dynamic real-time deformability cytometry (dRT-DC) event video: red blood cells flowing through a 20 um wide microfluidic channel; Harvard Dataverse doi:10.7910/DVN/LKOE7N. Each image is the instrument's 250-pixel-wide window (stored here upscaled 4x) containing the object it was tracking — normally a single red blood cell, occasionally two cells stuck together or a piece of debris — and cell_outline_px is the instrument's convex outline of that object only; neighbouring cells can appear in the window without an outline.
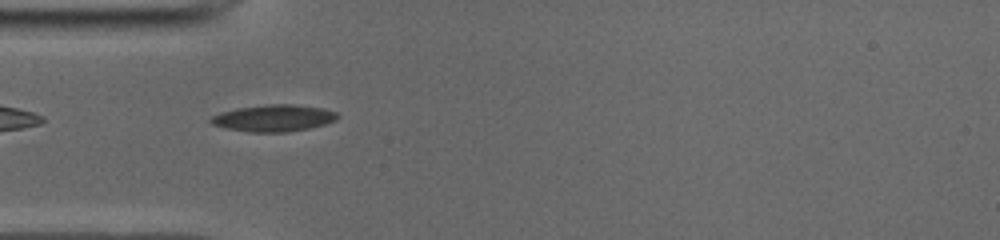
{"species": "common noctule bat (a hibernating species)", "species_latin": "Nyctalus noctula", "temperature_condition": "cold", "stored_images_in_passage": 12, "camera_frame_rate_fps": 3000, "um_per_image_px": 0.085, "animal": {"sex": "male", "body_mass_g": 19.0, "forearm_length_mm": 50.8}, "frame": {"image": 1, "passage_image": 1, "time_ms": 0.0, "image_size_px": [1000, 240], "cell_outline_px": [[340, 116], [336, 120], [324, 124], [308, 128], [288, 132], [248, 132], [228, 128], [212, 124], [208, 120], [212, 116], [220, 112], [236, 108], [268, 104], [292, 104], [324, 108], [336, 112]], "centroid_in_image_um": [23.26, 10.03], "position_along_channel_um": 61.7, "area_um2": 19.77}}
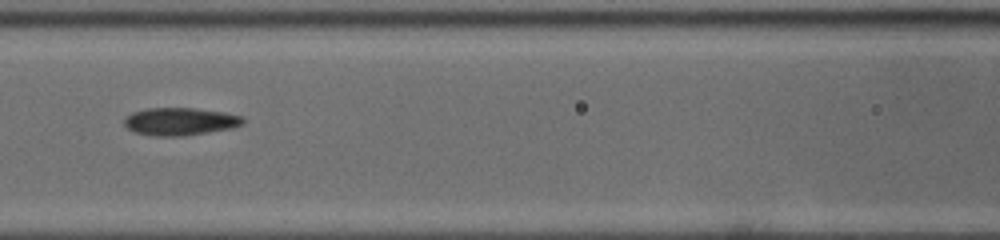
{"frame": {"image": 2, "passage_image": 8, "time_ms": 2.333, "image_size_px": [1000, 240], "cell_outline_px": [[244, 124], [232, 128], [184, 136], [156, 136], [136, 132], [128, 128], [124, 124], [124, 120], [132, 112], [148, 108], [192, 108], [224, 112], [244, 116]], "centroid_in_image_um": [15.35, 10.32], "position_along_channel_um": 151.3, "area_um2": 19.07}}
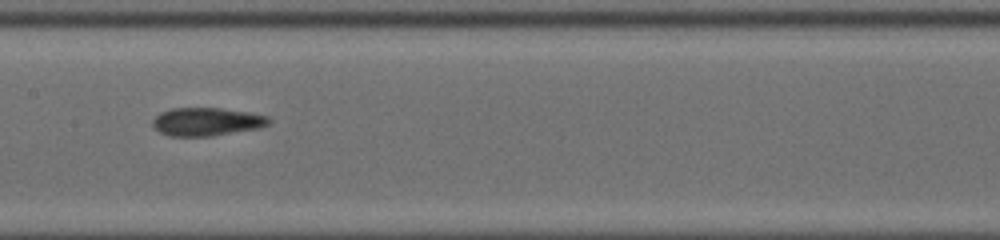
{"frame": {"image": 3, "passage_image": 11, "time_ms": 3.333, "image_size_px": [1000, 240], "cell_outline_px": [[272, 120], [268, 124], [260, 128], [212, 136], [168, 136], [160, 132], [152, 124], [152, 120], [160, 112], [172, 108], [220, 108], [248, 112], [268, 116]], "centroid_in_image_um": [17.58, 10.34], "position_along_channel_um": 189.8, "area_um2": 19.13}}